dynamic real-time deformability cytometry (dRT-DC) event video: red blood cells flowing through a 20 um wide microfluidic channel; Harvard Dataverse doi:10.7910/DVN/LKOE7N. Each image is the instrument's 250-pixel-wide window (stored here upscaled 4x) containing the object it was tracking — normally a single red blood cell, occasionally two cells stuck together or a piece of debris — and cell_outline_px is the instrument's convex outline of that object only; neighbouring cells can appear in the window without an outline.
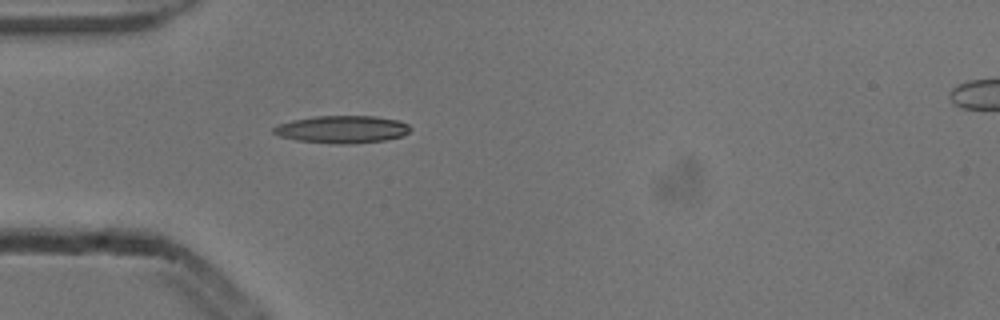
{"species": "common noctule bat (a hibernating species)", "species_latin": "Nyctalus noctula", "temperature_condition": "cold", "stored_images_in_passage": 6, "camera_frame_rate_fps": 3000, "um_per_image_px": 0.085, "animal": {"sex": "male", "body_mass_g": 13.3}, "frame": {"image": 1, "passage_image": 5, "time_ms": 1.333, "image_size_px": [1000, 320], "cell_outline_px": [[412, 128], [404, 136], [384, 140], [348, 144], [340, 144], [296, 140], [280, 136], [272, 132], [272, 128], [280, 124], [292, 120], [316, 116], [376, 116], [400, 120], [408, 124]], "centroid_in_image_um": [29.12, 10.99], "position_along_channel_um": 55.9, "area_um2": 21.91}}